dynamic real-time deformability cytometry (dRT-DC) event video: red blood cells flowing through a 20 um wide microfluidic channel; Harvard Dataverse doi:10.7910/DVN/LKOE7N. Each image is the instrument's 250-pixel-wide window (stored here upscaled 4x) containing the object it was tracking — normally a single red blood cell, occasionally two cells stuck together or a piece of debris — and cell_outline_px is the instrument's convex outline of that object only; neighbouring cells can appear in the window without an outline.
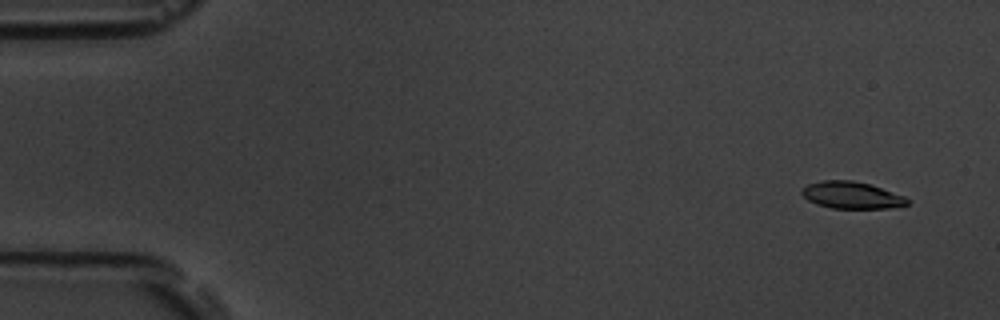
{"species": "common noctule bat (a hibernating species)", "species_latin": "Nyctalus noctula", "temperature_condition": "room temperature", "stored_images_in_passage": 55, "camera_frame_rate_fps": 3000, "um_per_image_px": 0.085, "animal": {"sex": "male", "body_mass_g": 19.5, "forearm_length_mm": 54.6}, "frame": {"image": 1, "passage_image": 4, "time_ms": 1.0, "image_size_px": [1000, 320], "cell_outline_px": [[908, 204], [888, 208], [832, 208], [816, 204], [808, 200], [800, 192], [800, 188], [808, 184], [820, 180], [852, 180], [872, 184], [904, 196], [908, 200]], "centroid_in_image_um": [72.34, 16.57], "position_along_channel_um": 12.7, "area_um2": 16.65}}
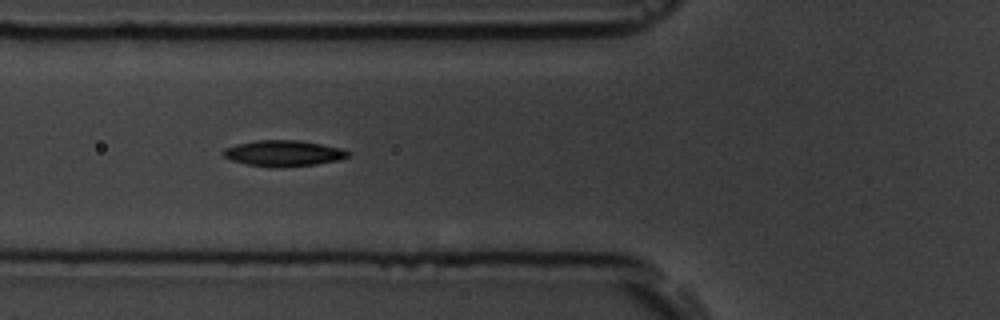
{"frame": {"image": 2, "passage_image": 21, "time_ms": 6.667, "image_size_px": [1000, 320], "cell_outline_px": [[352, 156], [340, 160], [316, 164], [280, 168], [276, 168], [248, 164], [232, 160], [224, 156], [220, 152], [224, 148], [236, 144], [256, 140], [300, 140], [340, 148], [352, 152]], "centroid_in_image_um": [24.12, 13.03], "position_along_channel_um": 101.7, "area_um2": 19.07}}
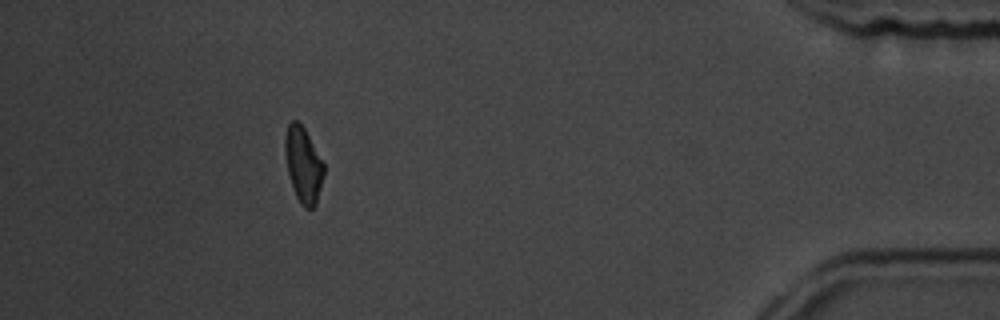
{"frame": {"image": 3, "passage_image": 50, "time_ms": 16.333, "image_size_px": [1000, 320], "cell_outline_px": [[324, 176], [316, 204], [312, 208], [304, 208], [300, 204], [296, 196], [288, 172], [284, 152], [284, 136], [288, 124], [292, 120], [296, 120], [304, 128], [324, 164]], "centroid_in_image_um": [25.77, 14.0], "position_along_channel_um": 409.4, "area_um2": 16.99}, "authors_computed_cell_mechanics": {"area_um2": 18.0336, "velocity_mm_per_s": 3.7623, "shape_relaxation_time_tau1_ms": 3.2801, "shape_relaxation_time_tau2_ms": 7.6514, "deformation_change_tau1": 0.1468, "deformation_change_tau2": 0.1149}}